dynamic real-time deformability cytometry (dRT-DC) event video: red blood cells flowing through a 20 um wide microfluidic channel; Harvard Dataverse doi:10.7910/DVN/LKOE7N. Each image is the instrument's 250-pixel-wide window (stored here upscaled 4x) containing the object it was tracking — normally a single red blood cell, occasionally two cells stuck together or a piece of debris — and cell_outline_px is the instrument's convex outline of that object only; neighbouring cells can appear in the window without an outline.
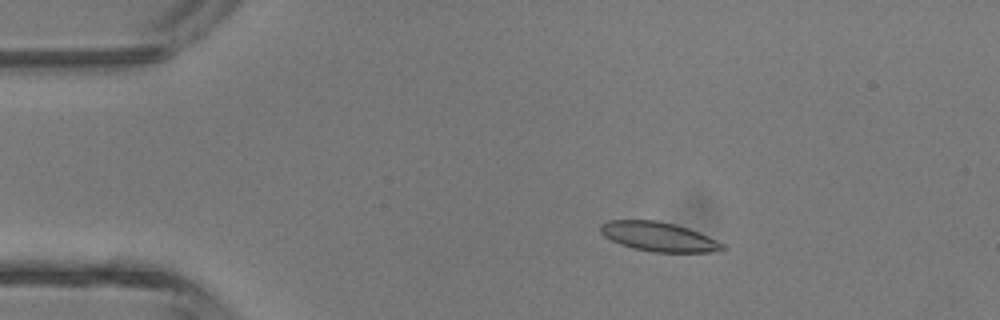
{"species": "common noctule bat (a hibernating species)", "species_latin": "Nyctalus noctula", "temperature_condition": "room temperature", "stored_images_in_passage": 4, "camera_frame_rate_fps": 3000, "um_per_image_px": 0.085, "animal": {"sex": "male", "body_mass_g": 13.3}, "frame": {"image": 1, "passage_image": 2, "time_ms": 1.333, "image_size_px": [1000, 320], "cell_outline_px": [[728, 248], [712, 252], [652, 252], [632, 248], [620, 244], [604, 236], [600, 232], [600, 224], [608, 220], [656, 220], [688, 228], [700, 232], [724, 244]], "centroid_in_image_um": [55.98, 20.12], "position_along_channel_um": 29.0, "area_um2": 20.87}}
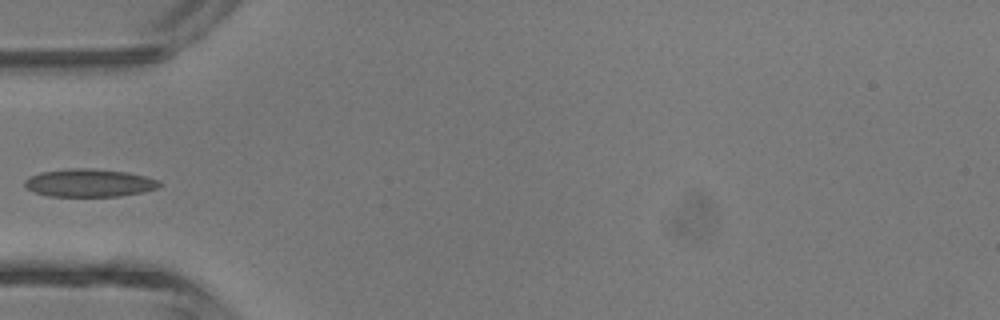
{"frame": {"image": 2, "passage_image": 4, "time_ms": 3.667, "image_size_px": [1000, 320], "cell_outline_px": [[164, 184], [156, 188], [144, 192], [120, 196], [48, 196], [32, 192], [24, 188], [24, 180], [28, 176], [40, 172], [68, 168], [92, 168], [128, 172], [160, 180]], "centroid_in_image_um": [7.56, 15.54], "position_along_channel_um": 77.4, "area_um2": 22.31}}